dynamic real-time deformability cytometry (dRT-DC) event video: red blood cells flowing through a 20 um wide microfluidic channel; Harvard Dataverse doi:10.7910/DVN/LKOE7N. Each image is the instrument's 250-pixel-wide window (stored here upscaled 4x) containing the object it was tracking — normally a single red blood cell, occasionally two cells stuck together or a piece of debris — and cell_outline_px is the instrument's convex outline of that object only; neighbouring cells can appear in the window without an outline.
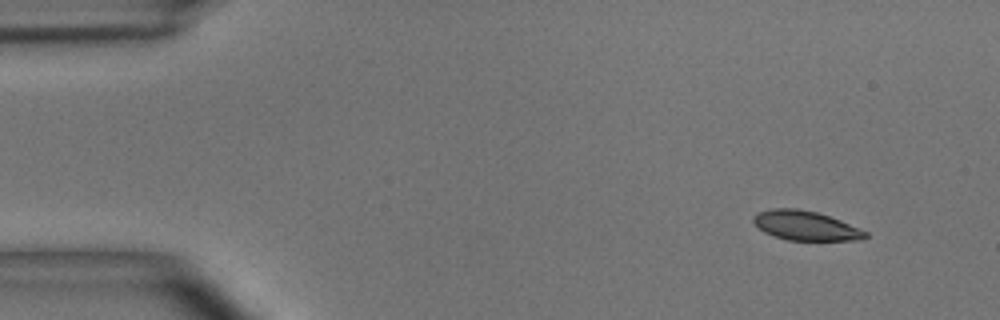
{"species": "common noctule bat (a hibernating species)", "species_latin": "Nyctalus noctula", "temperature_condition": "room temperature", "stored_images_in_passage": 4, "camera_frame_rate_fps": 3000, "um_per_image_px": 0.085, "animal": {"sex": "male", "body_mass_g": 15.6}, "frame": {"image": 1, "passage_image": 1, "time_ms": 0.0, "image_size_px": [1000, 320], "cell_outline_px": [[868, 236], [860, 240], [788, 240], [764, 232], [752, 220], [752, 216], [760, 212], [772, 208], [796, 208], [816, 212], [840, 220], [868, 232]], "centroid_in_image_um": [68.48, 19.18], "position_along_channel_um": 16.5, "area_um2": 18.96}}
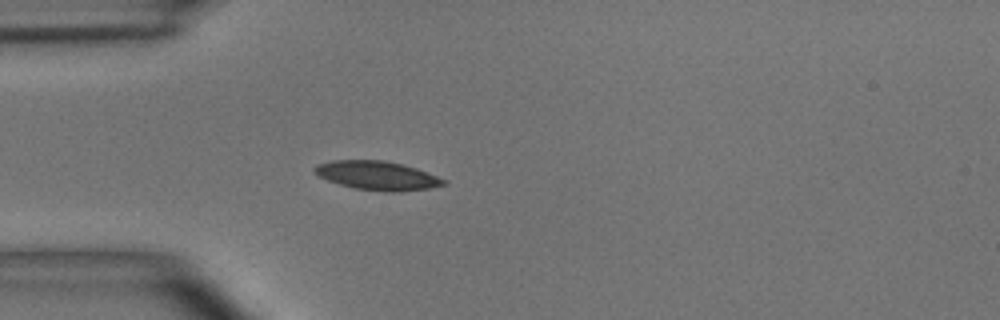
{"frame": {"image": 2, "passage_image": 4, "time_ms": 3.333, "image_size_px": [1000, 320], "cell_outline_px": [[448, 184], [428, 188], [400, 192], [388, 192], [352, 188], [328, 180], [320, 176], [312, 168], [316, 164], [332, 160], [384, 160], [416, 168], [436, 176], [444, 180]], "centroid_in_image_um": [32.04, 14.92], "position_along_channel_um": 53.0, "area_um2": 21.56}}